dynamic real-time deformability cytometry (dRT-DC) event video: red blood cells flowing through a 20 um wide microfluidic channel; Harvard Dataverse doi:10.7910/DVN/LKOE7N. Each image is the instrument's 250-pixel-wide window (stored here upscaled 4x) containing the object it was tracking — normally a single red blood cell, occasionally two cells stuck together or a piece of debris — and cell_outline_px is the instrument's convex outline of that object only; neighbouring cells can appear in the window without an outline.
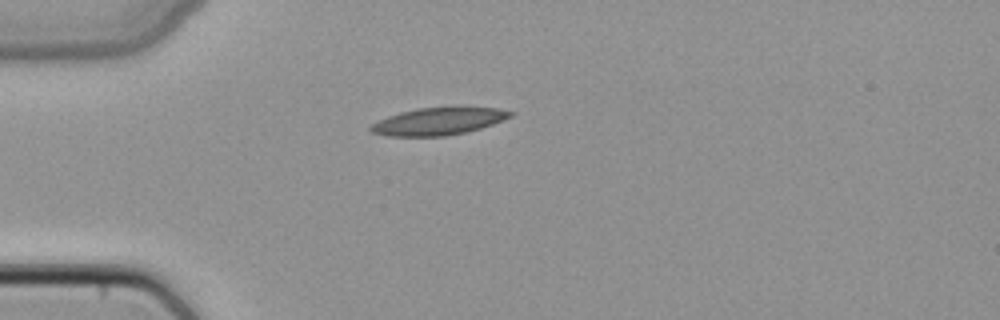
{"species": "common noctule bat (a hibernating species)", "species_latin": "Nyctalus noctula", "temperature_condition": "cold", "stored_images_in_passage": 1, "camera_frame_rate_fps": 3000, "um_per_image_px": 0.085, "animal": {"sex": "female", "body_mass_g": 22.7, "forearm_length_mm": 54.2}, "frame": {"image": 1, "passage_image": 1, "time_ms": 0.0, "image_size_px": [1000, 320], "cell_outline_px": [[516, 112], [512, 116], [504, 120], [468, 132], [444, 136], [388, 136], [372, 132], [368, 128], [372, 124], [388, 116], [400, 112], [416, 108], [456, 104], [460, 104], [496, 108]], "centroid_in_image_um": [37.35, 10.26], "position_along_channel_um": 47.7, "area_um2": 23.18}}